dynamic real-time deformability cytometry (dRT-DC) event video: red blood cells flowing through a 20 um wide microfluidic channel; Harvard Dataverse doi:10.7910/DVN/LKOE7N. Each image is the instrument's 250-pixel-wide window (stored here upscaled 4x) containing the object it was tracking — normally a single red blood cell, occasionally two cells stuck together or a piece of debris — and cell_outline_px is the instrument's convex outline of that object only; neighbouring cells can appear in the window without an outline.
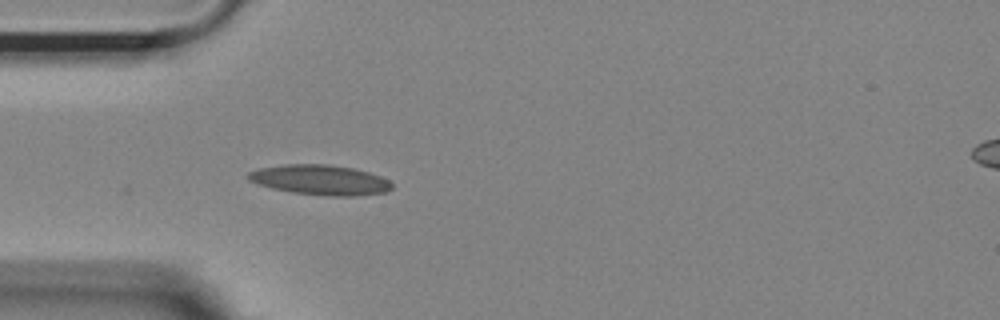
{"species": "Egyptian fruit bat (a non-hibernating species)", "species_latin": "Rousettus aegyptiacus", "temperature_condition": "room temperature", "stored_images_in_passage": 39, "camera_frame_rate_fps": 3000, "um_per_image_px": 0.085, "animal": {"sex": "female"}, "frame": {"image": 1, "passage_image": 1, "time_ms": 0.0, "image_size_px": [1000, 320], "cell_outline_px": [[392, 188], [384, 192], [352, 196], [332, 196], [292, 192], [272, 188], [256, 184], [248, 180], [244, 176], [248, 172], [260, 168], [284, 164], [328, 164], [352, 168], [368, 172], [380, 176], [388, 180], [392, 184]], "centroid_in_image_um": [27.15, 15.28], "position_along_channel_um": 57.8, "area_um2": 25.09}}
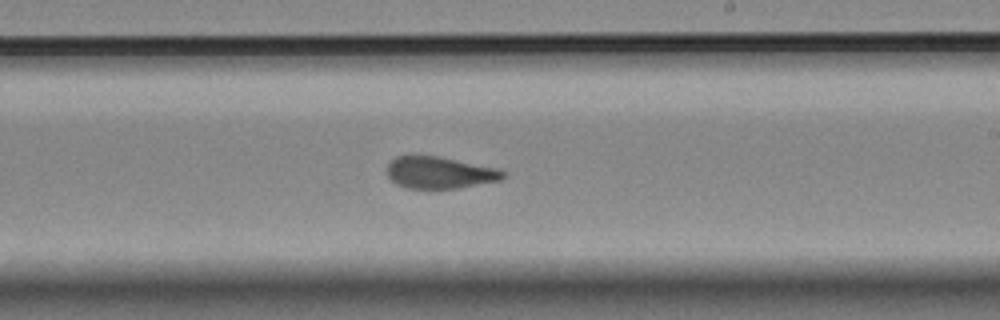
{"frame": {"image": 2, "passage_image": 17, "time_ms": 5.333, "image_size_px": [1000, 320], "cell_outline_px": [[504, 176], [500, 180], [460, 188], [408, 188], [396, 184], [388, 176], [388, 164], [396, 156], [440, 156], [500, 168], [504, 172]], "centroid_in_image_um": [37.4, 14.67], "position_along_channel_um": 251.6, "area_um2": 21.5}}
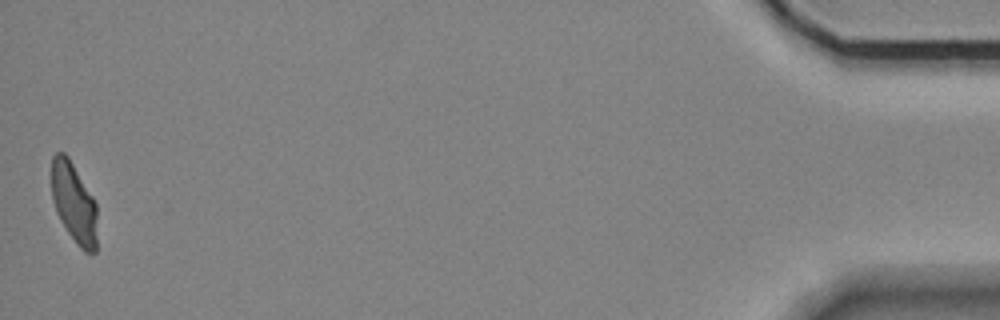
{"frame": {"image": 3, "passage_image": 39, "time_ms": 12.667, "image_size_px": [1000, 320], "cell_outline_px": [[96, 252], [84, 252], [80, 248], [68, 232], [60, 220], [56, 212], [52, 200], [52, 156], [56, 152], [64, 152], [68, 156], [92, 196], [96, 204]], "centroid_in_image_um": [6.27, 17.24], "position_along_channel_um": 428.9, "area_um2": 21.15}, "authors_computed_cell_mechanics": {"area_um2": 22.6576, "velocity_mm_per_s": 3.6826, "shape_relaxation_time_tau1_ms": 6.3347, "shape_relaxation_time_tau2_ms": 1.0412, "deformation_change_tau1": 0.171, "deformation_change_tau2": 0.0713}}